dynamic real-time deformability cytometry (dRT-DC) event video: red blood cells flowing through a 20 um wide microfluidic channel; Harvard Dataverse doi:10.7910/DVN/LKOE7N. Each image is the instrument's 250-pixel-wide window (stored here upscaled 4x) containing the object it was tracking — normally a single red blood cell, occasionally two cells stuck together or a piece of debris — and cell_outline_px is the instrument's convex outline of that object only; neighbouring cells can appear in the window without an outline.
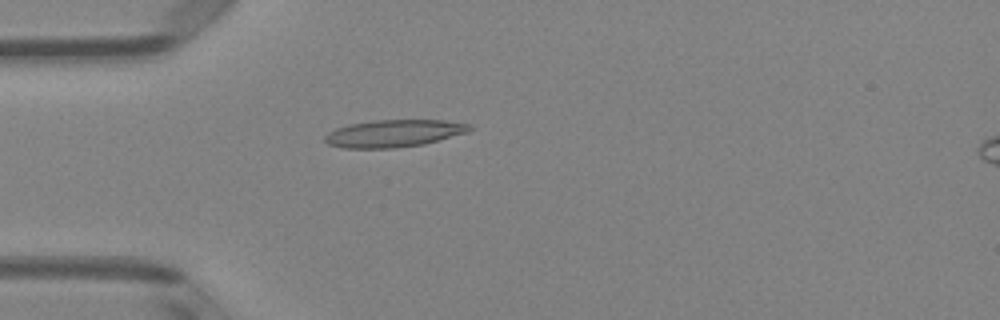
{"species": "Egyptian fruit bat (a non-hibernating species)", "species_latin": "Rousettus aegyptiacus", "temperature_condition": "room temperature", "stored_images_in_passage": 38, "camera_frame_rate_fps": 3000, "um_per_image_px": 0.085, "animal": {"sex": "female"}, "frame": {"image": 1, "passage_image": 2, "time_ms": 0.333, "image_size_px": [1000, 320], "cell_outline_px": [[472, 128], [468, 132], [424, 144], [396, 148], [344, 148], [328, 144], [324, 140], [324, 136], [328, 132], [336, 128], [352, 124], [372, 120], [444, 120], [472, 124]], "centroid_in_image_um": [33.49, 11.34], "position_along_channel_um": 51.5, "area_um2": 23.06}}
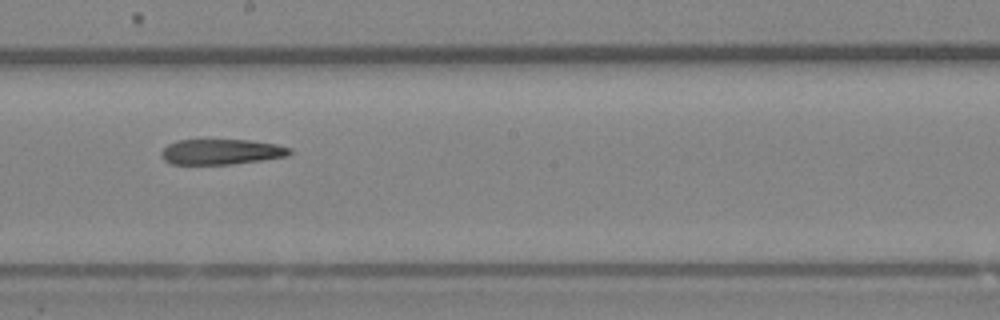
{"frame": {"image": 2, "passage_image": 16, "time_ms": 5.0, "image_size_px": [1000, 320], "cell_outline_px": [[292, 152], [288, 156], [232, 164], [168, 164], [160, 156], [160, 152], [168, 144], [176, 140], [248, 140], [276, 144], [292, 148]], "centroid_in_image_um": [18.78, 12.9], "position_along_channel_um": 229.4, "area_um2": 19.07}}
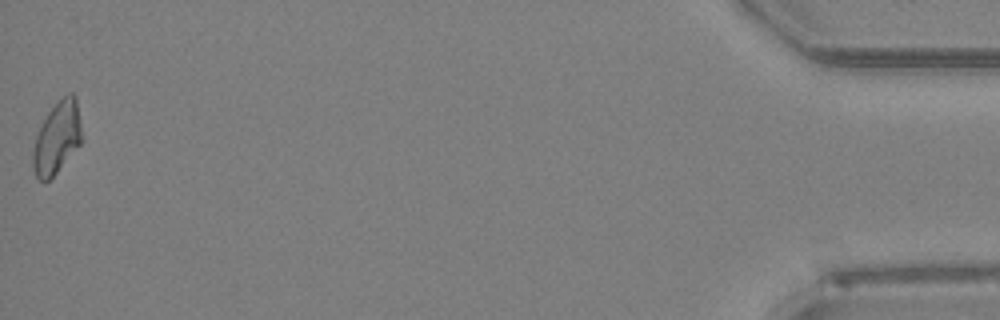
{"frame": {"image": 3, "passage_image": 38, "time_ms": 12.333, "image_size_px": [1000, 320], "cell_outline_px": [[84, 140], [56, 172], [48, 180], [40, 180], [36, 176], [32, 168], [32, 152], [36, 136], [48, 112], [68, 92], [72, 92], [76, 96]], "centroid_in_image_um": [4.87, 11.7], "position_along_channel_um": 430.3, "area_um2": 20.4}}